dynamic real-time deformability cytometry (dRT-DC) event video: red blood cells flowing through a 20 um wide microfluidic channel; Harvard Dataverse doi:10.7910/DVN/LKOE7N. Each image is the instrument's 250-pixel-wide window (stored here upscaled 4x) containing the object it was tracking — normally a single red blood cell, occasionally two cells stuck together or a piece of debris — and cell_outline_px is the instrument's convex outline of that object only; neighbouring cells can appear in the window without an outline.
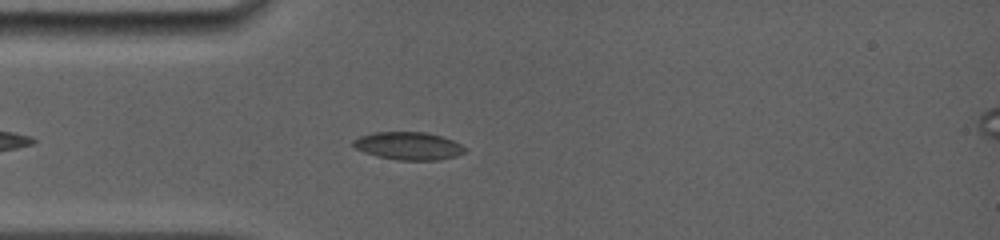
{"species": "common noctule bat (a hibernating species)", "species_latin": "Nyctalus noctula", "temperature_condition": "room temperature", "stored_images_in_passage": 27, "camera_frame_rate_fps": 5000, "um_per_image_px": 0.085, "animal": {"sex": "female", "body_mass_g": 19.0, "forearm_length_mm": 56.7}, "frame": {"image": 1, "passage_image": 4, "time_ms": 1.6, "image_size_px": [1000, 240], "cell_outline_px": [[468, 152], [456, 156], [440, 160], [396, 160], [376, 156], [364, 152], [356, 148], [352, 144], [352, 140], [360, 136], [372, 132], [424, 132], [440, 136], [452, 140], [468, 148]], "centroid_in_image_um": [34.74, 12.41], "position_along_channel_um": 50.3, "area_um2": 18.26}}
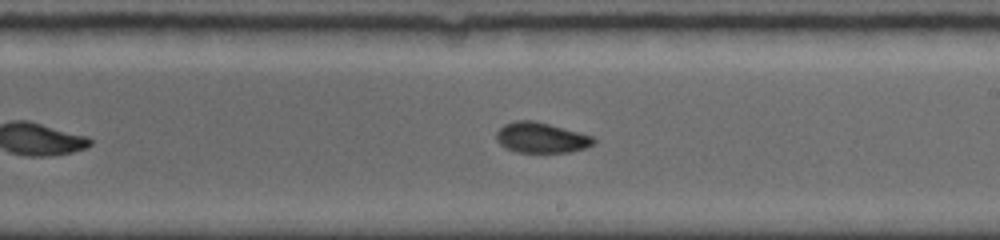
{"frame": {"image": 2, "passage_image": 15, "time_ms": 6.6, "image_size_px": [1000, 240], "cell_outline_px": [[596, 140], [592, 144], [584, 148], [568, 152], [516, 152], [504, 148], [496, 140], [496, 132], [504, 124], [516, 120], [536, 120], [592, 136]], "centroid_in_image_um": [45.95, 11.69], "position_along_channel_um": 243.1, "area_um2": 17.22}}
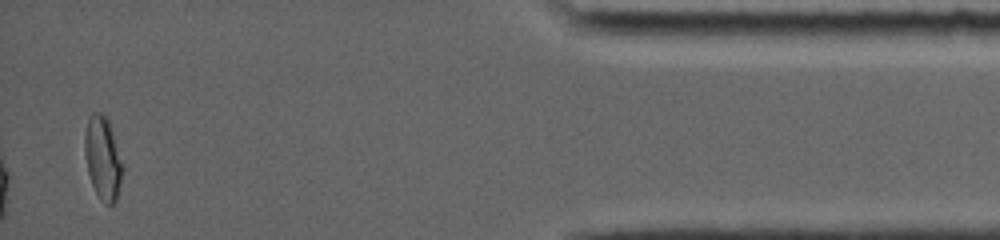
{"frame": {"image": 3, "passage_image": 27, "time_ms": 12.6, "image_size_px": [1000, 240], "cell_outline_px": [[124, 168], [116, 200], [112, 204], [104, 204], [100, 200], [92, 184], [88, 172], [84, 152], [84, 136], [88, 116], [92, 112], [100, 112], [108, 120]], "centroid_in_image_um": [8.72, 13.44], "position_along_channel_um": 426.5, "area_um2": 18.26}, "authors_computed_cell_mechanics": {"area_um2": 17.4556, "velocity_mm_per_s": 3.9704, "shape_relaxation_time_tau1_ms": null, "shape_relaxation_time_tau2_ms": 2.0359, "deformation_change_tau1": null, "deformation_change_tau2": 0.0464}}